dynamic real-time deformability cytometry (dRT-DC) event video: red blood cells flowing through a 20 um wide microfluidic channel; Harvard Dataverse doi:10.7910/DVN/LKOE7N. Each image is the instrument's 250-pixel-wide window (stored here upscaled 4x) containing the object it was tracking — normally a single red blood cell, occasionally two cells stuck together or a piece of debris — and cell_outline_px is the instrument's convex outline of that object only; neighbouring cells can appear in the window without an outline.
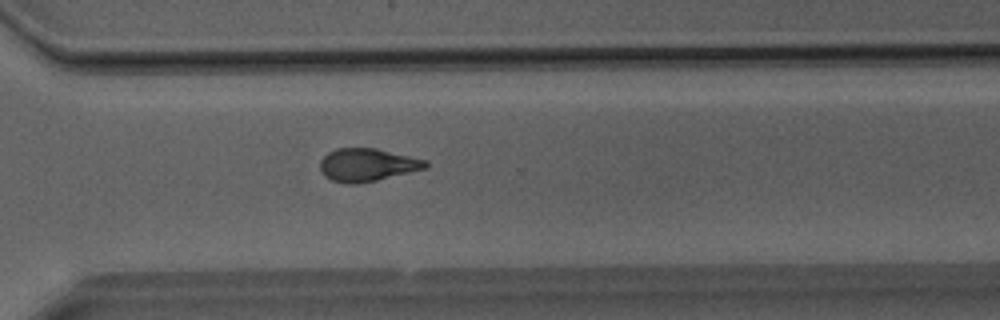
{"species": "Egyptian fruit bat (a non-hibernating species)", "species_latin": "Rousettus aegyptiacus", "temperature_condition": "room temperature", "stored_images_in_passage": 31, "camera_frame_rate_fps": 3000, "um_per_image_px": 0.085, "animal": {"sex": "male"}, "frame": {"image": 1, "passage_image": 20, "time_ms": 6.333, "image_size_px": [1000, 320], "cell_outline_px": [[428, 168], [376, 180], [356, 184], [348, 184], [332, 180], [324, 176], [320, 168], [320, 160], [328, 152], [336, 148], [376, 148], [428, 160]], "centroid_in_image_um": [31.22, 14.01], "position_along_channel_um": 339.4, "area_um2": 20.29}}
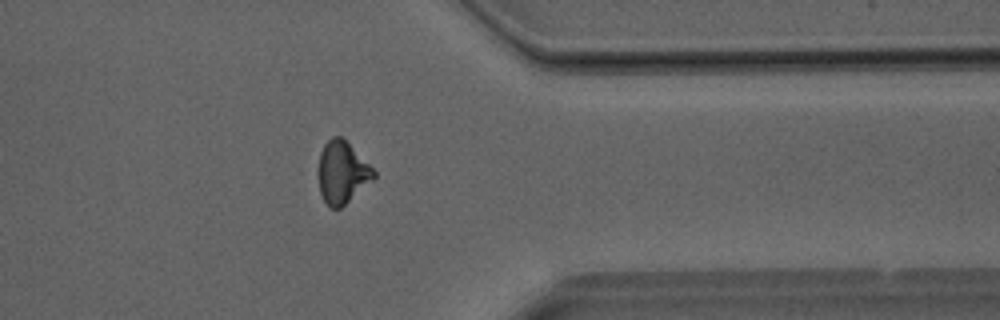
{"frame": {"image": 2, "passage_image": 23, "time_ms": 7.333, "image_size_px": [1000, 320], "cell_outline_px": [[376, 176], [340, 208], [332, 208], [324, 200], [320, 192], [320, 152], [324, 144], [332, 136], [340, 136], [376, 172]], "centroid_in_image_um": [29.08, 14.65], "position_along_channel_um": 382.3, "area_um2": 19.13}}
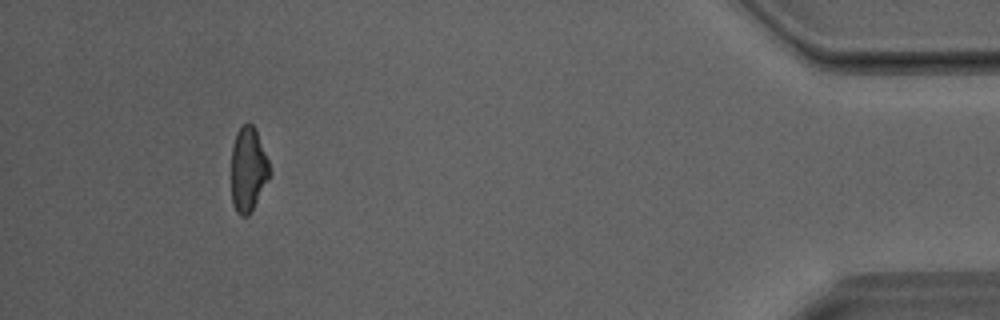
{"frame": {"image": 3, "passage_image": 28, "time_ms": 9.0, "image_size_px": [1000, 320], "cell_outline_px": [[272, 172], [248, 216], [240, 216], [236, 212], [232, 204], [232, 144], [236, 132], [248, 120], [256, 128], [268, 160]], "centroid_in_image_um": [21.09, 14.36], "position_along_channel_um": 414.1, "area_um2": 18.96}}